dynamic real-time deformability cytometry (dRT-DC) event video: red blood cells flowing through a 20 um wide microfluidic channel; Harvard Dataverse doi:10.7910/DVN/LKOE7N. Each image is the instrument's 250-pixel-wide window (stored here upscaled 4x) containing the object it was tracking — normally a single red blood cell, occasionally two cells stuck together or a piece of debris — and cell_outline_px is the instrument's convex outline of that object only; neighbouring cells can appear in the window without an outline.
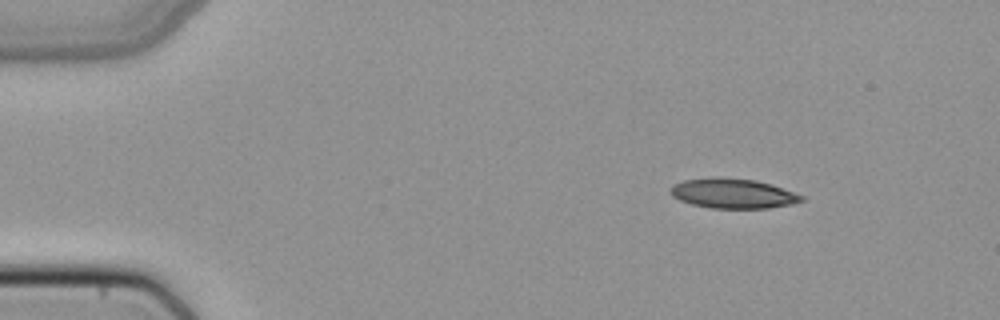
{"species": "common noctule bat (a hibernating species)", "species_latin": "Nyctalus noctula", "temperature_condition": "cold", "stored_images_in_passage": 44, "camera_frame_rate_fps": 3000, "um_per_image_px": 0.085, "animal": {"sex": "female", "body_mass_g": 22.7, "forearm_length_mm": 54.2}, "frame": {"image": 1, "passage_image": 1, "time_ms": 0.0, "image_size_px": [1000, 320], "cell_outline_px": [[804, 200], [792, 204], [768, 208], [712, 208], [692, 204], [680, 200], [672, 196], [668, 192], [668, 188], [672, 184], [684, 180], [716, 176], [756, 180], [772, 184], [804, 196]], "centroid_in_image_um": [62.26, 16.43], "position_along_channel_um": 22.7, "area_um2": 23.0}}
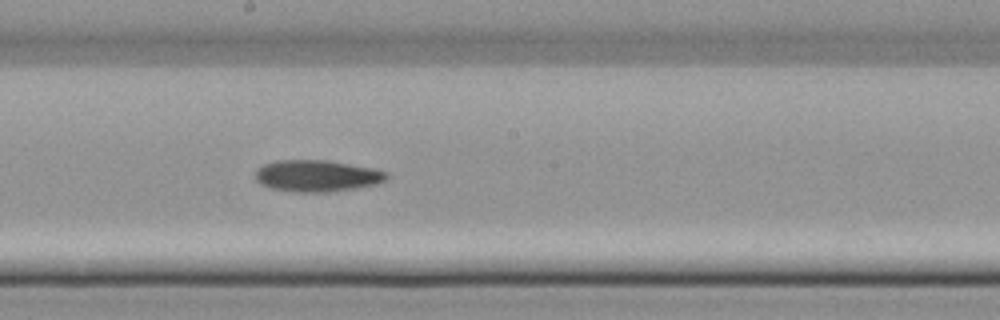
{"frame": {"image": 2, "passage_image": 22, "time_ms": 7.0, "image_size_px": [1000, 320], "cell_outline_px": [[388, 180], [376, 184], [356, 188], [328, 192], [292, 192], [272, 188], [260, 184], [256, 180], [256, 168], [264, 164], [276, 160], [328, 160], [372, 168], [388, 172]], "centroid_in_image_um": [26.94, 14.95], "position_along_channel_um": 221.3, "area_um2": 24.33}}
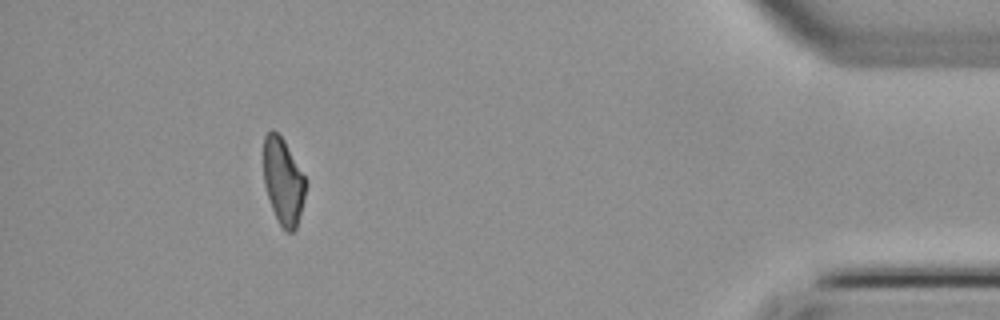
{"frame": {"image": 3, "passage_image": 40, "time_ms": 13.0, "image_size_px": [1000, 320], "cell_outline_px": [[308, 184], [296, 228], [292, 232], [288, 232], [280, 224], [272, 208], [264, 184], [264, 136], [272, 128], [284, 140], [308, 180]], "centroid_in_image_um": [24.1, 15.38], "position_along_channel_um": 411.1, "area_um2": 21.21}}